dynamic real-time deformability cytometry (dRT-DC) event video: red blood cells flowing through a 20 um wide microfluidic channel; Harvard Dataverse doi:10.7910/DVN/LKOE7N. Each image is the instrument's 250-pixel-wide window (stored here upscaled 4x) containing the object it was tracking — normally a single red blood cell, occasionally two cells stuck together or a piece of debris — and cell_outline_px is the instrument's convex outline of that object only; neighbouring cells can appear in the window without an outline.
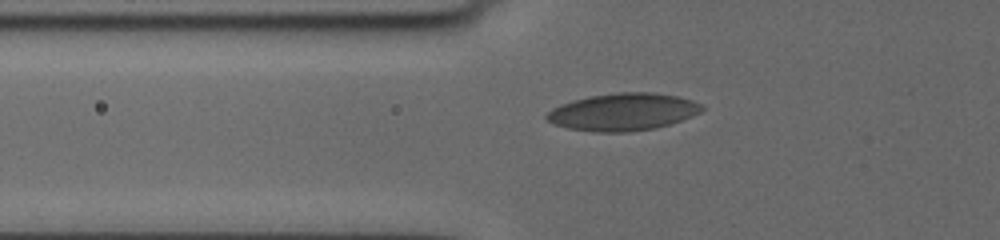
{"species": "human", "species_latin": "Homo sapiens", "temperature_condition": "cold", "stored_images_in_passage": 37, "camera_frame_rate_fps": 3000, "um_per_image_px": 0.085, "donor": {"sex": "female"}, "frame": {"image": 1, "passage_image": 2, "time_ms": 0.333, "image_size_px": [1000, 240], "cell_outline_px": [[704, 108], [700, 112], [692, 116], [668, 124], [652, 128], [628, 132], [596, 132], [568, 128], [556, 124], [548, 120], [544, 116], [552, 108], [560, 104], [588, 96], [616, 92], [652, 92], [680, 96], [704, 104]], "centroid_in_image_um": [52.97, 9.49], "position_along_channel_um": 72.8, "area_um2": 33.76}}
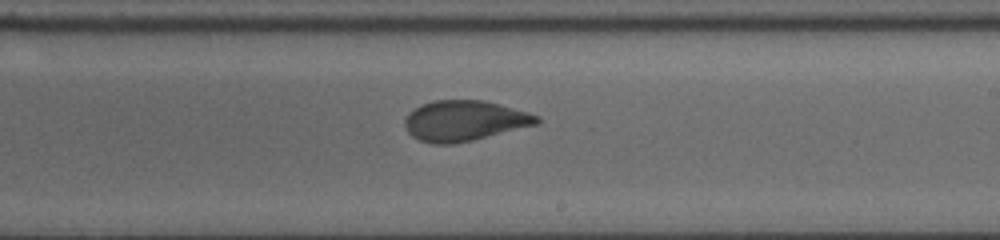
{"frame": {"image": 2, "passage_image": 17, "time_ms": 5.333, "image_size_px": [1000, 240], "cell_outline_px": [[540, 124], [472, 140], [452, 144], [432, 144], [420, 140], [412, 136], [408, 132], [404, 124], [404, 120], [416, 108], [432, 100], [484, 100], [528, 112], [540, 116]], "centroid_in_image_um": [39.51, 10.27], "position_along_channel_um": 249.5, "area_um2": 30.98}}
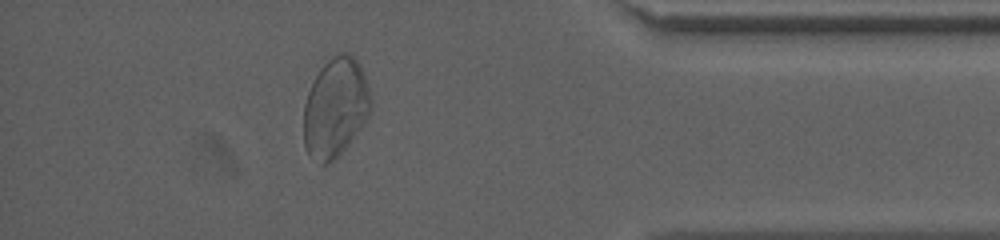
{"frame": {"image": 3, "passage_image": 32, "time_ms": 10.333, "image_size_px": [1000, 240], "cell_outline_px": [[372, 108], [364, 120], [344, 148], [332, 160], [324, 164], [320, 164], [308, 156], [304, 144], [304, 104], [308, 92], [324, 56], [340, 52], [348, 52], [360, 64], [372, 100]], "centroid_in_image_um": [28.47, 9.06], "position_along_channel_um": 406.7, "area_um2": 38.84}}